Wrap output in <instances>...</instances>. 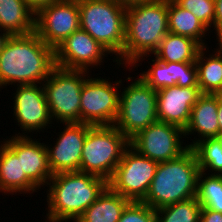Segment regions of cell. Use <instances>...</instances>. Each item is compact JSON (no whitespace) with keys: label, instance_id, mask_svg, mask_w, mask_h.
Listing matches in <instances>:
<instances>
[{"label":"cell","instance_id":"6da1fadb","mask_svg":"<svg viewBox=\"0 0 222 222\" xmlns=\"http://www.w3.org/2000/svg\"><path fill=\"white\" fill-rule=\"evenodd\" d=\"M55 66L54 49L36 32L9 36L0 51V88L43 84Z\"/></svg>","mask_w":222,"mask_h":222},{"label":"cell","instance_id":"7a4b0ae2","mask_svg":"<svg viewBox=\"0 0 222 222\" xmlns=\"http://www.w3.org/2000/svg\"><path fill=\"white\" fill-rule=\"evenodd\" d=\"M168 32V0L126 8L125 44L116 65L132 68L142 65L138 62L153 55Z\"/></svg>","mask_w":222,"mask_h":222},{"label":"cell","instance_id":"3957f363","mask_svg":"<svg viewBox=\"0 0 222 222\" xmlns=\"http://www.w3.org/2000/svg\"><path fill=\"white\" fill-rule=\"evenodd\" d=\"M107 186L105 179L81 171L54 174L47 184L45 222H76Z\"/></svg>","mask_w":222,"mask_h":222},{"label":"cell","instance_id":"277c9868","mask_svg":"<svg viewBox=\"0 0 222 222\" xmlns=\"http://www.w3.org/2000/svg\"><path fill=\"white\" fill-rule=\"evenodd\" d=\"M200 172L192 148L175 159L158 163L147 195L141 202L157 210L196 197Z\"/></svg>","mask_w":222,"mask_h":222},{"label":"cell","instance_id":"5b68a950","mask_svg":"<svg viewBox=\"0 0 222 222\" xmlns=\"http://www.w3.org/2000/svg\"><path fill=\"white\" fill-rule=\"evenodd\" d=\"M78 7L80 28L115 55L116 62L125 44L126 8L115 0H78Z\"/></svg>","mask_w":222,"mask_h":222},{"label":"cell","instance_id":"8992f818","mask_svg":"<svg viewBox=\"0 0 222 222\" xmlns=\"http://www.w3.org/2000/svg\"><path fill=\"white\" fill-rule=\"evenodd\" d=\"M130 140L114 125L91 126L82 148L80 171L111 179Z\"/></svg>","mask_w":222,"mask_h":222},{"label":"cell","instance_id":"52a82bcc","mask_svg":"<svg viewBox=\"0 0 222 222\" xmlns=\"http://www.w3.org/2000/svg\"><path fill=\"white\" fill-rule=\"evenodd\" d=\"M89 71L55 66L43 82L46 101L52 120L80 123L81 91Z\"/></svg>","mask_w":222,"mask_h":222},{"label":"cell","instance_id":"ba28073f","mask_svg":"<svg viewBox=\"0 0 222 222\" xmlns=\"http://www.w3.org/2000/svg\"><path fill=\"white\" fill-rule=\"evenodd\" d=\"M137 77L120 92L119 111L113 124L129 140L158 121L157 91Z\"/></svg>","mask_w":222,"mask_h":222},{"label":"cell","instance_id":"9c48e42d","mask_svg":"<svg viewBox=\"0 0 222 222\" xmlns=\"http://www.w3.org/2000/svg\"><path fill=\"white\" fill-rule=\"evenodd\" d=\"M109 79L90 75L85 79L81 91L80 123L92 126L115 123L121 92L118 89L121 88L122 80L110 82Z\"/></svg>","mask_w":222,"mask_h":222},{"label":"cell","instance_id":"30bf717a","mask_svg":"<svg viewBox=\"0 0 222 222\" xmlns=\"http://www.w3.org/2000/svg\"><path fill=\"white\" fill-rule=\"evenodd\" d=\"M158 163L129 146L108 181V186L130 201L141 202L149 190Z\"/></svg>","mask_w":222,"mask_h":222},{"label":"cell","instance_id":"8fae6325","mask_svg":"<svg viewBox=\"0 0 222 222\" xmlns=\"http://www.w3.org/2000/svg\"><path fill=\"white\" fill-rule=\"evenodd\" d=\"M184 130L176 125L157 121L130 139V146L139 154L157 163L179 157L188 149L183 145Z\"/></svg>","mask_w":222,"mask_h":222},{"label":"cell","instance_id":"7c38bea8","mask_svg":"<svg viewBox=\"0 0 222 222\" xmlns=\"http://www.w3.org/2000/svg\"><path fill=\"white\" fill-rule=\"evenodd\" d=\"M79 28L78 0H57L35 13V32L53 49Z\"/></svg>","mask_w":222,"mask_h":222},{"label":"cell","instance_id":"4fadbf2b","mask_svg":"<svg viewBox=\"0 0 222 222\" xmlns=\"http://www.w3.org/2000/svg\"><path fill=\"white\" fill-rule=\"evenodd\" d=\"M16 87V93L12 98L14 99L13 118L15 116L14 119L18 123L16 125L20 126L19 129L23 132L15 133V136H26V134L28 136L31 132L37 134V132L44 131L46 127H50L49 125L52 124L53 120L43 84H26Z\"/></svg>","mask_w":222,"mask_h":222},{"label":"cell","instance_id":"5bb4252c","mask_svg":"<svg viewBox=\"0 0 222 222\" xmlns=\"http://www.w3.org/2000/svg\"><path fill=\"white\" fill-rule=\"evenodd\" d=\"M55 65L65 69L90 71L99 68L110 53L79 28L54 49Z\"/></svg>","mask_w":222,"mask_h":222},{"label":"cell","instance_id":"9a60e30c","mask_svg":"<svg viewBox=\"0 0 222 222\" xmlns=\"http://www.w3.org/2000/svg\"><path fill=\"white\" fill-rule=\"evenodd\" d=\"M55 145H46L49 166L52 174L80 171L82 148L88 129L87 123H64Z\"/></svg>","mask_w":222,"mask_h":222},{"label":"cell","instance_id":"2e32d148","mask_svg":"<svg viewBox=\"0 0 222 222\" xmlns=\"http://www.w3.org/2000/svg\"><path fill=\"white\" fill-rule=\"evenodd\" d=\"M16 154L21 157L22 172L38 188L47 186L53 176L49 161L46 143L29 136H12L3 140Z\"/></svg>","mask_w":222,"mask_h":222},{"label":"cell","instance_id":"e0dca14e","mask_svg":"<svg viewBox=\"0 0 222 222\" xmlns=\"http://www.w3.org/2000/svg\"><path fill=\"white\" fill-rule=\"evenodd\" d=\"M202 95L199 87L169 86L157 90V120L187 127L192 107Z\"/></svg>","mask_w":222,"mask_h":222},{"label":"cell","instance_id":"ac0fdd59","mask_svg":"<svg viewBox=\"0 0 222 222\" xmlns=\"http://www.w3.org/2000/svg\"><path fill=\"white\" fill-rule=\"evenodd\" d=\"M152 66L140 72L139 77L153 90L169 86L198 87L195 63L162 62L154 57Z\"/></svg>","mask_w":222,"mask_h":222},{"label":"cell","instance_id":"d6986e66","mask_svg":"<svg viewBox=\"0 0 222 222\" xmlns=\"http://www.w3.org/2000/svg\"><path fill=\"white\" fill-rule=\"evenodd\" d=\"M218 95L202 94L196 104L192 107L191 117L187 127L184 129L185 138L187 135H198L188 145L192 148L198 141L206 138H215L220 133L218 123Z\"/></svg>","mask_w":222,"mask_h":222},{"label":"cell","instance_id":"ffe728a7","mask_svg":"<svg viewBox=\"0 0 222 222\" xmlns=\"http://www.w3.org/2000/svg\"><path fill=\"white\" fill-rule=\"evenodd\" d=\"M0 145V193L17 195L39 190L22 172L21 157L4 142Z\"/></svg>","mask_w":222,"mask_h":222},{"label":"cell","instance_id":"44dd1931","mask_svg":"<svg viewBox=\"0 0 222 222\" xmlns=\"http://www.w3.org/2000/svg\"><path fill=\"white\" fill-rule=\"evenodd\" d=\"M0 29L9 36L35 32V12L24 0H0Z\"/></svg>","mask_w":222,"mask_h":222},{"label":"cell","instance_id":"7402d4cb","mask_svg":"<svg viewBox=\"0 0 222 222\" xmlns=\"http://www.w3.org/2000/svg\"><path fill=\"white\" fill-rule=\"evenodd\" d=\"M130 202L107 186L76 222H118Z\"/></svg>","mask_w":222,"mask_h":222},{"label":"cell","instance_id":"603a6c76","mask_svg":"<svg viewBox=\"0 0 222 222\" xmlns=\"http://www.w3.org/2000/svg\"><path fill=\"white\" fill-rule=\"evenodd\" d=\"M202 46L192 38L168 32L153 53L162 62L195 63Z\"/></svg>","mask_w":222,"mask_h":222},{"label":"cell","instance_id":"cb8c5ba5","mask_svg":"<svg viewBox=\"0 0 222 222\" xmlns=\"http://www.w3.org/2000/svg\"><path fill=\"white\" fill-rule=\"evenodd\" d=\"M168 21L169 32L192 38L202 47H208L204 37L212 31L192 12L183 9L174 0H168Z\"/></svg>","mask_w":222,"mask_h":222},{"label":"cell","instance_id":"d4e9b609","mask_svg":"<svg viewBox=\"0 0 222 222\" xmlns=\"http://www.w3.org/2000/svg\"><path fill=\"white\" fill-rule=\"evenodd\" d=\"M206 48L200 49L195 61L198 87L202 94H218L222 89V52L216 48L206 57Z\"/></svg>","mask_w":222,"mask_h":222},{"label":"cell","instance_id":"484cf974","mask_svg":"<svg viewBox=\"0 0 222 222\" xmlns=\"http://www.w3.org/2000/svg\"><path fill=\"white\" fill-rule=\"evenodd\" d=\"M202 206L196 197L161 207L156 222H200Z\"/></svg>","mask_w":222,"mask_h":222},{"label":"cell","instance_id":"4316f807","mask_svg":"<svg viewBox=\"0 0 222 222\" xmlns=\"http://www.w3.org/2000/svg\"><path fill=\"white\" fill-rule=\"evenodd\" d=\"M196 198L202 208L222 213V175L200 172Z\"/></svg>","mask_w":222,"mask_h":222},{"label":"cell","instance_id":"83f0119b","mask_svg":"<svg viewBox=\"0 0 222 222\" xmlns=\"http://www.w3.org/2000/svg\"><path fill=\"white\" fill-rule=\"evenodd\" d=\"M192 149L197 157L201 172L222 175V148L215 138L202 139Z\"/></svg>","mask_w":222,"mask_h":222},{"label":"cell","instance_id":"f1b7e54d","mask_svg":"<svg viewBox=\"0 0 222 222\" xmlns=\"http://www.w3.org/2000/svg\"><path fill=\"white\" fill-rule=\"evenodd\" d=\"M183 9L192 12L209 30L214 27V0H174Z\"/></svg>","mask_w":222,"mask_h":222},{"label":"cell","instance_id":"f546056e","mask_svg":"<svg viewBox=\"0 0 222 222\" xmlns=\"http://www.w3.org/2000/svg\"><path fill=\"white\" fill-rule=\"evenodd\" d=\"M118 222H156V211L147 204L131 201Z\"/></svg>","mask_w":222,"mask_h":222},{"label":"cell","instance_id":"4dcf8cb0","mask_svg":"<svg viewBox=\"0 0 222 222\" xmlns=\"http://www.w3.org/2000/svg\"><path fill=\"white\" fill-rule=\"evenodd\" d=\"M215 1V15H214V34L216 38L222 36V0Z\"/></svg>","mask_w":222,"mask_h":222},{"label":"cell","instance_id":"1f68e13d","mask_svg":"<svg viewBox=\"0 0 222 222\" xmlns=\"http://www.w3.org/2000/svg\"><path fill=\"white\" fill-rule=\"evenodd\" d=\"M200 222H222V213L202 208Z\"/></svg>","mask_w":222,"mask_h":222},{"label":"cell","instance_id":"d6a6232c","mask_svg":"<svg viewBox=\"0 0 222 222\" xmlns=\"http://www.w3.org/2000/svg\"><path fill=\"white\" fill-rule=\"evenodd\" d=\"M27 5L36 13L40 8L50 5L57 0H24Z\"/></svg>","mask_w":222,"mask_h":222},{"label":"cell","instance_id":"836d02e7","mask_svg":"<svg viewBox=\"0 0 222 222\" xmlns=\"http://www.w3.org/2000/svg\"><path fill=\"white\" fill-rule=\"evenodd\" d=\"M120 6L129 8L135 5L152 2L153 0H115Z\"/></svg>","mask_w":222,"mask_h":222},{"label":"cell","instance_id":"e575fe53","mask_svg":"<svg viewBox=\"0 0 222 222\" xmlns=\"http://www.w3.org/2000/svg\"><path fill=\"white\" fill-rule=\"evenodd\" d=\"M217 116H218V123H219L220 133H222V98H220L219 96H218Z\"/></svg>","mask_w":222,"mask_h":222},{"label":"cell","instance_id":"d590c367","mask_svg":"<svg viewBox=\"0 0 222 222\" xmlns=\"http://www.w3.org/2000/svg\"><path fill=\"white\" fill-rule=\"evenodd\" d=\"M8 37L9 35L6 32H4L2 29H0V51L2 50L3 45Z\"/></svg>","mask_w":222,"mask_h":222},{"label":"cell","instance_id":"8d00e7d4","mask_svg":"<svg viewBox=\"0 0 222 222\" xmlns=\"http://www.w3.org/2000/svg\"><path fill=\"white\" fill-rule=\"evenodd\" d=\"M216 40L218 41V49L222 52V36L221 37H218L216 38Z\"/></svg>","mask_w":222,"mask_h":222},{"label":"cell","instance_id":"74e56055","mask_svg":"<svg viewBox=\"0 0 222 222\" xmlns=\"http://www.w3.org/2000/svg\"><path fill=\"white\" fill-rule=\"evenodd\" d=\"M215 139L219 142L221 148H222V133H219Z\"/></svg>","mask_w":222,"mask_h":222},{"label":"cell","instance_id":"f35d334b","mask_svg":"<svg viewBox=\"0 0 222 222\" xmlns=\"http://www.w3.org/2000/svg\"><path fill=\"white\" fill-rule=\"evenodd\" d=\"M220 98H222V89L219 91V93L217 94Z\"/></svg>","mask_w":222,"mask_h":222}]
</instances>
